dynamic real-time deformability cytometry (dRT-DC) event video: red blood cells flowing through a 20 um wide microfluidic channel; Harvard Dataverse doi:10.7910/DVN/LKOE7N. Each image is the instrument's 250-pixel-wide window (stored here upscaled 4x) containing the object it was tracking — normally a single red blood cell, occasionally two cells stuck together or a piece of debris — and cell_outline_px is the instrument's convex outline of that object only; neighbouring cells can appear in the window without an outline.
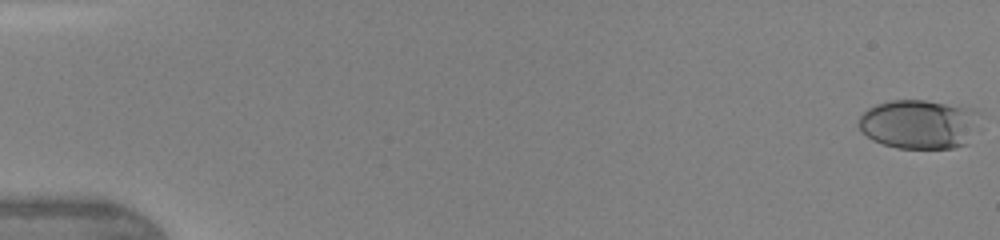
{"species": "human", "species_latin": "Homo sapiens", "temperature_condition": "warm", "stored_images_in_passage": 47, "camera_frame_rate_fps": 3000, "um_per_image_px": 0.085, "donor": {"sex": "female"}, "frame": {"image": 1, "passage_image": 1, "time_ms": 0.0, "image_size_px": [1000, 240], "cell_outline_px": [[984, 112], [968, 144], [952, 148], [896, 148], [872, 140], [860, 132], [860, 116], [868, 108], [876, 104], [892, 100], [924, 100], [976, 108]], "centroid_in_image_um": [78.2, 10.54], "position_along_channel_um": 6.8, "area_um2": 35.37}}
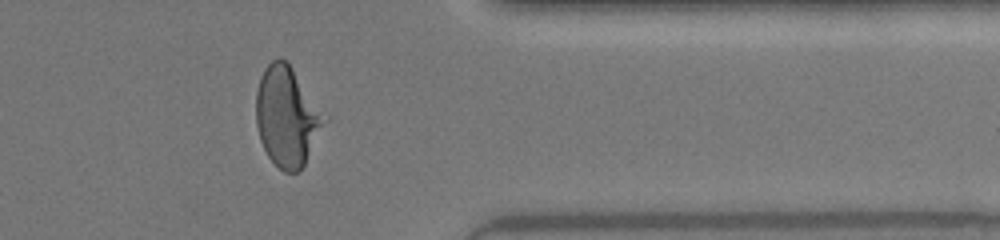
{"frame": {"image": 2, "passage_image": 39, "time_ms": 12.667, "image_size_px": [1000, 240], "cell_outline_px": [[328, 120], [300, 172], [284, 172], [268, 156], [260, 140], [256, 124], [256, 92], [264, 68], [272, 60], [280, 56], [288, 60], [328, 116]], "centroid_in_image_um": [24.43, 9.86], "position_along_channel_um": 387.0, "area_um2": 40.29}}
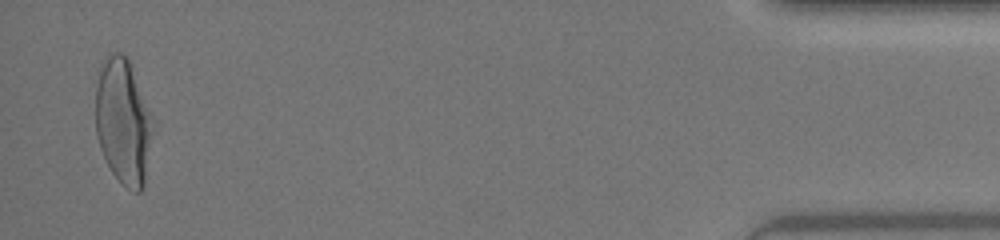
{"frame": {"image": 3, "passage_image": 46, "time_ms": 15.0, "image_size_px": [1000, 240], "cell_outline_px": [[148, 136], [144, 188], [140, 192], [132, 192], [120, 184], [112, 172], [100, 148], [96, 136], [96, 72], [104, 56], [108, 52], [120, 52], [128, 60], [140, 100], [148, 132]], "centroid_in_image_um": [10.29, 10.36], "position_along_channel_um": 424.9, "area_um2": 39.19}, "authors_computed_cell_mechanics": {"area_um2": 37.1654, "velocity_mm_per_s": 4.405, "shape_relaxation_time_tau1_ms": 4.5374, "shape_relaxation_time_tau2_ms": null, "deformation_change_tau1": 0.1962, "deformation_change_tau2": null}}